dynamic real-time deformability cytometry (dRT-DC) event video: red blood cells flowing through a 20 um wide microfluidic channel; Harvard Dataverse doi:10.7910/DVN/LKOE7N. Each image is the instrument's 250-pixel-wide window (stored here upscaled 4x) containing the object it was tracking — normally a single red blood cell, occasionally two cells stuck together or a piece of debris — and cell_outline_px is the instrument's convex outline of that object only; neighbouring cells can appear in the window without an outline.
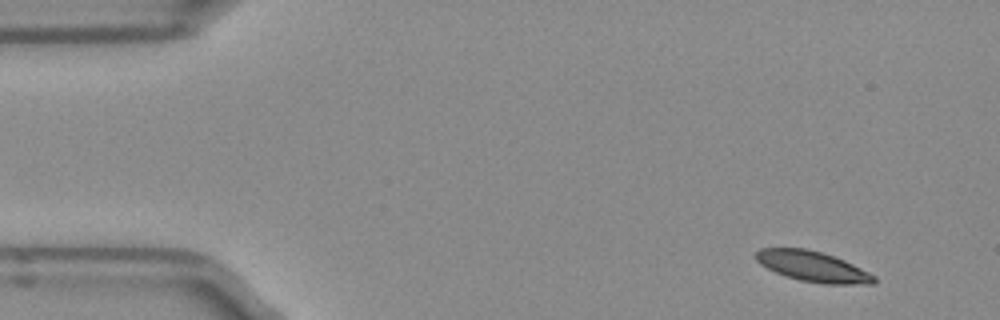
{"species": "Egyptian fruit bat (a non-hibernating species)", "species_latin": "Rousettus aegyptiacus", "temperature_condition": "room temperature", "stored_images_in_passage": 3, "camera_frame_rate_fps": 3000, "um_per_image_px": 0.085, "frame": {"image": 1, "passage_image": 1, "time_ms": 0.0, "image_size_px": [1000, 320], "cell_outline_px": [[876, 284], [824, 284], [800, 280], [776, 272], [760, 264], [752, 256], [760, 248], [808, 248], [844, 260], [876, 276]], "centroid_in_image_um": [69.07, 22.65], "position_along_channel_um": 15.9, "area_um2": 20.87}}
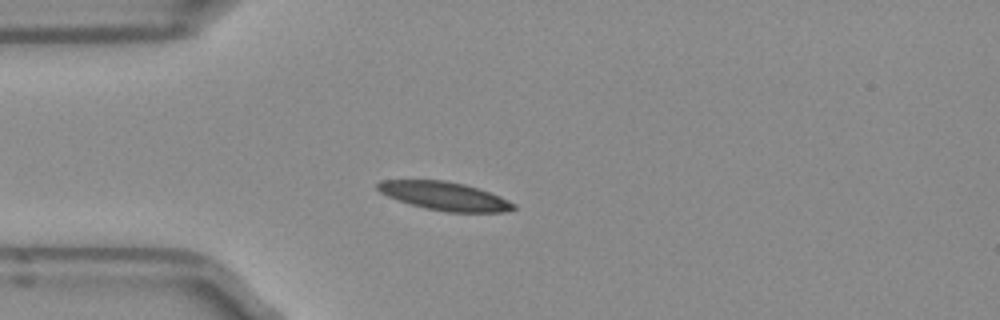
{"frame": {"image": 2, "passage_image": 3, "time_ms": 0.667, "image_size_px": [1000, 320], "cell_outline_px": [[516, 208], [504, 212], [448, 212], [424, 208], [396, 200], [380, 192], [376, 188], [376, 184], [380, 180], [444, 180], [464, 184], [500, 196], [516, 204]], "centroid_in_image_um": [37.76, 16.67], "position_along_channel_um": 47.2, "area_um2": 22.48}}